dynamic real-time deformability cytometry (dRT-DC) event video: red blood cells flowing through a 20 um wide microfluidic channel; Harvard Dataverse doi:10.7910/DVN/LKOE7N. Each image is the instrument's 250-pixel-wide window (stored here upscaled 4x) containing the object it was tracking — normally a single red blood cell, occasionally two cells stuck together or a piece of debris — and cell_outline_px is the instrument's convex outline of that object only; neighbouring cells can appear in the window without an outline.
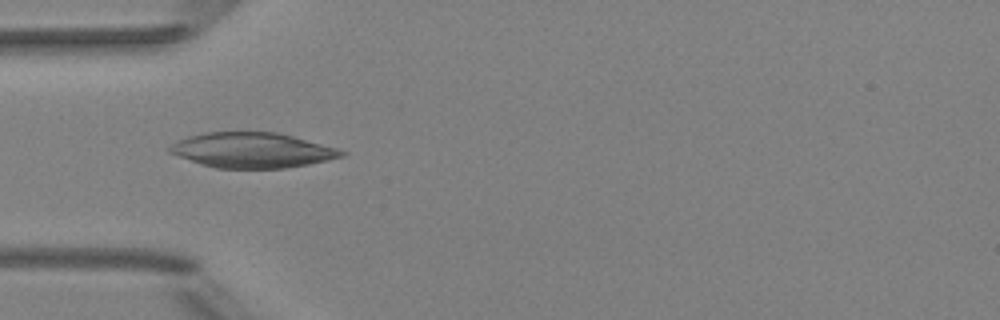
{"species": "Egyptian fruit bat (a non-hibernating species)", "species_latin": "Rousettus aegyptiacus", "temperature_condition": "room temperature", "stored_images_in_passage": 4, "camera_frame_rate_fps": 3000, "um_per_image_px": 0.085, "animal": {"sex": "female"}, "frame": {"image": 1, "passage_image": 2, "time_ms": 1.0, "image_size_px": [1000, 320], "cell_outline_px": [[348, 152], [344, 156], [328, 160], [308, 164], [284, 168], [216, 168], [200, 164], [168, 152], [168, 148], [172, 144], [188, 136], [204, 132], [276, 132], [292, 136], [336, 148]], "centroid_in_image_um": [21.42, 12.77], "position_along_channel_um": 63.6, "area_um2": 34.97}}
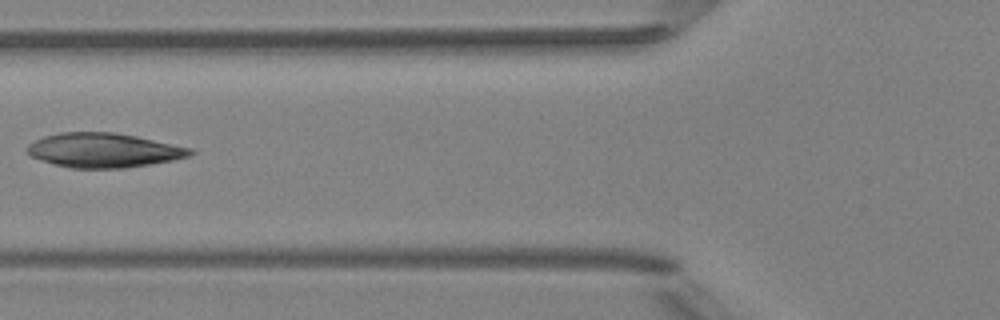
{"frame": {"image": 2, "passage_image": 3, "time_ms": 2.333, "image_size_px": [1000, 320], "cell_outline_px": [[196, 152], [188, 156], [172, 160], [124, 168], [72, 168], [56, 164], [32, 156], [24, 148], [28, 144], [44, 136], [60, 132], [112, 132], [136, 136], [192, 148]], "centroid_in_image_um": [8.82, 12.76], "position_along_channel_um": 117.0, "area_um2": 32.37}}
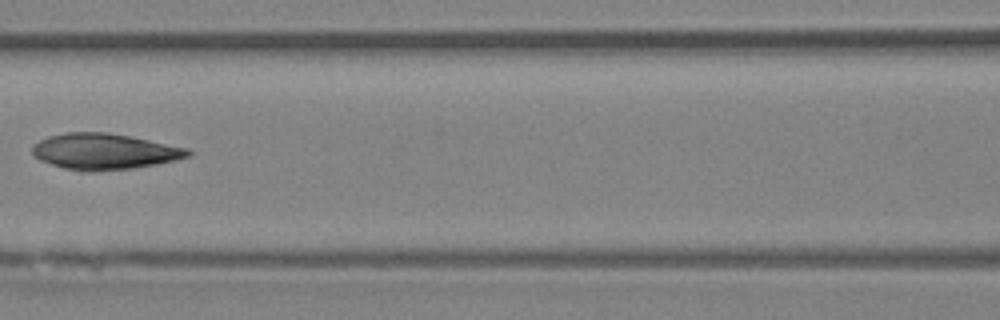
{"frame": {"image": 3, "passage_image": 4, "time_ms": 3.333, "image_size_px": [1000, 320], "cell_outline_px": [[192, 156], [176, 160], [156, 164], [132, 168], [92, 172], [84, 172], [64, 168], [40, 160], [32, 152], [32, 148], [40, 140], [48, 136], [64, 132], [108, 132], [132, 136], [188, 148], [192, 152]], "centroid_in_image_um": [8.9, 12.87], "position_along_channel_um": 157.7, "area_um2": 32.77}}